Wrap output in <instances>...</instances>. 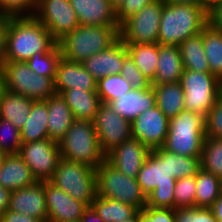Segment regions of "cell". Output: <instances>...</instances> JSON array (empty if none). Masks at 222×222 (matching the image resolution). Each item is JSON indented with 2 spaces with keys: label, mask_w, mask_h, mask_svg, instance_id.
Returning <instances> with one entry per match:
<instances>
[{
  "label": "cell",
  "mask_w": 222,
  "mask_h": 222,
  "mask_svg": "<svg viewBox=\"0 0 222 222\" xmlns=\"http://www.w3.org/2000/svg\"><path fill=\"white\" fill-rule=\"evenodd\" d=\"M57 42L33 16H9L4 61L26 62L37 52H49Z\"/></svg>",
  "instance_id": "cell-1"
},
{
  "label": "cell",
  "mask_w": 222,
  "mask_h": 222,
  "mask_svg": "<svg viewBox=\"0 0 222 222\" xmlns=\"http://www.w3.org/2000/svg\"><path fill=\"white\" fill-rule=\"evenodd\" d=\"M136 179L147 197V206L174 209L176 179L168 168V151L162 147L151 150Z\"/></svg>",
  "instance_id": "cell-2"
},
{
  "label": "cell",
  "mask_w": 222,
  "mask_h": 222,
  "mask_svg": "<svg viewBox=\"0 0 222 222\" xmlns=\"http://www.w3.org/2000/svg\"><path fill=\"white\" fill-rule=\"evenodd\" d=\"M208 24L203 5L165 3L160 18L158 43L179 46Z\"/></svg>",
  "instance_id": "cell-3"
},
{
  "label": "cell",
  "mask_w": 222,
  "mask_h": 222,
  "mask_svg": "<svg viewBox=\"0 0 222 222\" xmlns=\"http://www.w3.org/2000/svg\"><path fill=\"white\" fill-rule=\"evenodd\" d=\"M119 30L120 26L79 25L58 42L62 57L82 63L112 46L120 38Z\"/></svg>",
  "instance_id": "cell-4"
},
{
  "label": "cell",
  "mask_w": 222,
  "mask_h": 222,
  "mask_svg": "<svg viewBox=\"0 0 222 222\" xmlns=\"http://www.w3.org/2000/svg\"><path fill=\"white\" fill-rule=\"evenodd\" d=\"M61 158L97 168L105 159L99 145L94 122L75 119L64 137L59 141Z\"/></svg>",
  "instance_id": "cell-5"
},
{
  "label": "cell",
  "mask_w": 222,
  "mask_h": 222,
  "mask_svg": "<svg viewBox=\"0 0 222 222\" xmlns=\"http://www.w3.org/2000/svg\"><path fill=\"white\" fill-rule=\"evenodd\" d=\"M205 137L204 115L183 110L169 119L168 134L162 148L177 155L201 157Z\"/></svg>",
  "instance_id": "cell-6"
},
{
  "label": "cell",
  "mask_w": 222,
  "mask_h": 222,
  "mask_svg": "<svg viewBox=\"0 0 222 222\" xmlns=\"http://www.w3.org/2000/svg\"><path fill=\"white\" fill-rule=\"evenodd\" d=\"M96 195L135 207L138 211L147 205L136 178L122 174L106 159L96 168Z\"/></svg>",
  "instance_id": "cell-7"
},
{
  "label": "cell",
  "mask_w": 222,
  "mask_h": 222,
  "mask_svg": "<svg viewBox=\"0 0 222 222\" xmlns=\"http://www.w3.org/2000/svg\"><path fill=\"white\" fill-rule=\"evenodd\" d=\"M1 72L4 88L8 91L33 101H43L56 94L54 80L37 75L26 62L3 61Z\"/></svg>",
  "instance_id": "cell-8"
},
{
  "label": "cell",
  "mask_w": 222,
  "mask_h": 222,
  "mask_svg": "<svg viewBox=\"0 0 222 222\" xmlns=\"http://www.w3.org/2000/svg\"><path fill=\"white\" fill-rule=\"evenodd\" d=\"M49 182L88 207L95 199L96 169L85 164L61 158Z\"/></svg>",
  "instance_id": "cell-9"
},
{
  "label": "cell",
  "mask_w": 222,
  "mask_h": 222,
  "mask_svg": "<svg viewBox=\"0 0 222 222\" xmlns=\"http://www.w3.org/2000/svg\"><path fill=\"white\" fill-rule=\"evenodd\" d=\"M184 109L206 115L219 97V79L210 72L184 69L180 79Z\"/></svg>",
  "instance_id": "cell-10"
},
{
  "label": "cell",
  "mask_w": 222,
  "mask_h": 222,
  "mask_svg": "<svg viewBox=\"0 0 222 222\" xmlns=\"http://www.w3.org/2000/svg\"><path fill=\"white\" fill-rule=\"evenodd\" d=\"M163 5L162 0H155L124 21L119 30L121 41L138 44L158 43Z\"/></svg>",
  "instance_id": "cell-11"
},
{
  "label": "cell",
  "mask_w": 222,
  "mask_h": 222,
  "mask_svg": "<svg viewBox=\"0 0 222 222\" xmlns=\"http://www.w3.org/2000/svg\"><path fill=\"white\" fill-rule=\"evenodd\" d=\"M34 16L57 43L80 25L69 0H38Z\"/></svg>",
  "instance_id": "cell-12"
},
{
  "label": "cell",
  "mask_w": 222,
  "mask_h": 222,
  "mask_svg": "<svg viewBox=\"0 0 222 222\" xmlns=\"http://www.w3.org/2000/svg\"><path fill=\"white\" fill-rule=\"evenodd\" d=\"M18 154L38 182L49 181L61 159L59 143L50 139L22 143Z\"/></svg>",
  "instance_id": "cell-13"
},
{
  "label": "cell",
  "mask_w": 222,
  "mask_h": 222,
  "mask_svg": "<svg viewBox=\"0 0 222 222\" xmlns=\"http://www.w3.org/2000/svg\"><path fill=\"white\" fill-rule=\"evenodd\" d=\"M93 122L105 155L132 137L131 122L117 114L109 104H100Z\"/></svg>",
  "instance_id": "cell-14"
},
{
  "label": "cell",
  "mask_w": 222,
  "mask_h": 222,
  "mask_svg": "<svg viewBox=\"0 0 222 222\" xmlns=\"http://www.w3.org/2000/svg\"><path fill=\"white\" fill-rule=\"evenodd\" d=\"M132 137L150 150L161 148L169 129V118L157 107L144 111L131 122Z\"/></svg>",
  "instance_id": "cell-15"
},
{
  "label": "cell",
  "mask_w": 222,
  "mask_h": 222,
  "mask_svg": "<svg viewBox=\"0 0 222 222\" xmlns=\"http://www.w3.org/2000/svg\"><path fill=\"white\" fill-rule=\"evenodd\" d=\"M44 192L48 212L47 222L80 221L88 208L85 203L75 200L49 181H44Z\"/></svg>",
  "instance_id": "cell-16"
},
{
  "label": "cell",
  "mask_w": 222,
  "mask_h": 222,
  "mask_svg": "<svg viewBox=\"0 0 222 222\" xmlns=\"http://www.w3.org/2000/svg\"><path fill=\"white\" fill-rule=\"evenodd\" d=\"M151 150L131 137L106 155V160L122 174L136 178Z\"/></svg>",
  "instance_id": "cell-17"
},
{
  "label": "cell",
  "mask_w": 222,
  "mask_h": 222,
  "mask_svg": "<svg viewBox=\"0 0 222 222\" xmlns=\"http://www.w3.org/2000/svg\"><path fill=\"white\" fill-rule=\"evenodd\" d=\"M8 210L47 222L44 181H37L32 186L11 191Z\"/></svg>",
  "instance_id": "cell-18"
},
{
  "label": "cell",
  "mask_w": 222,
  "mask_h": 222,
  "mask_svg": "<svg viewBox=\"0 0 222 222\" xmlns=\"http://www.w3.org/2000/svg\"><path fill=\"white\" fill-rule=\"evenodd\" d=\"M127 55V47L119 38L112 46L88 57L81 64L98 81L109 75L120 74L123 59Z\"/></svg>",
  "instance_id": "cell-19"
},
{
  "label": "cell",
  "mask_w": 222,
  "mask_h": 222,
  "mask_svg": "<svg viewBox=\"0 0 222 222\" xmlns=\"http://www.w3.org/2000/svg\"><path fill=\"white\" fill-rule=\"evenodd\" d=\"M54 82L56 94H61L64 90L71 88L97 91V80L82 64L66 60L63 57L58 62Z\"/></svg>",
  "instance_id": "cell-20"
},
{
  "label": "cell",
  "mask_w": 222,
  "mask_h": 222,
  "mask_svg": "<svg viewBox=\"0 0 222 222\" xmlns=\"http://www.w3.org/2000/svg\"><path fill=\"white\" fill-rule=\"evenodd\" d=\"M80 25L120 26L109 0H69Z\"/></svg>",
  "instance_id": "cell-21"
},
{
  "label": "cell",
  "mask_w": 222,
  "mask_h": 222,
  "mask_svg": "<svg viewBox=\"0 0 222 222\" xmlns=\"http://www.w3.org/2000/svg\"><path fill=\"white\" fill-rule=\"evenodd\" d=\"M108 104L117 114L132 122L144 111L156 106V94L152 86L145 90L132 89Z\"/></svg>",
  "instance_id": "cell-22"
},
{
  "label": "cell",
  "mask_w": 222,
  "mask_h": 222,
  "mask_svg": "<svg viewBox=\"0 0 222 222\" xmlns=\"http://www.w3.org/2000/svg\"><path fill=\"white\" fill-rule=\"evenodd\" d=\"M29 166L17 154H8L0 166V186L15 191L36 183Z\"/></svg>",
  "instance_id": "cell-23"
},
{
  "label": "cell",
  "mask_w": 222,
  "mask_h": 222,
  "mask_svg": "<svg viewBox=\"0 0 222 222\" xmlns=\"http://www.w3.org/2000/svg\"><path fill=\"white\" fill-rule=\"evenodd\" d=\"M183 70L179 46L160 45L158 43L157 69L151 84L179 82Z\"/></svg>",
  "instance_id": "cell-24"
},
{
  "label": "cell",
  "mask_w": 222,
  "mask_h": 222,
  "mask_svg": "<svg viewBox=\"0 0 222 222\" xmlns=\"http://www.w3.org/2000/svg\"><path fill=\"white\" fill-rule=\"evenodd\" d=\"M46 101L48 108V137L50 140L59 143L75 118L61 94L50 96Z\"/></svg>",
  "instance_id": "cell-25"
},
{
  "label": "cell",
  "mask_w": 222,
  "mask_h": 222,
  "mask_svg": "<svg viewBox=\"0 0 222 222\" xmlns=\"http://www.w3.org/2000/svg\"><path fill=\"white\" fill-rule=\"evenodd\" d=\"M61 96L70 107L75 119L93 121L101 104L97 91H85L78 88L64 90Z\"/></svg>",
  "instance_id": "cell-26"
},
{
  "label": "cell",
  "mask_w": 222,
  "mask_h": 222,
  "mask_svg": "<svg viewBox=\"0 0 222 222\" xmlns=\"http://www.w3.org/2000/svg\"><path fill=\"white\" fill-rule=\"evenodd\" d=\"M33 100L4 88L0 97V118L12 122L19 130L28 121Z\"/></svg>",
  "instance_id": "cell-27"
},
{
  "label": "cell",
  "mask_w": 222,
  "mask_h": 222,
  "mask_svg": "<svg viewBox=\"0 0 222 222\" xmlns=\"http://www.w3.org/2000/svg\"><path fill=\"white\" fill-rule=\"evenodd\" d=\"M47 101H33L28 121L20 129L22 143L49 139Z\"/></svg>",
  "instance_id": "cell-28"
},
{
  "label": "cell",
  "mask_w": 222,
  "mask_h": 222,
  "mask_svg": "<svg viewBox=\"0 0 222 222\" xmlns=\"http://www.w3.org/2000/svg\"><path fill=\"white\" fill-rule=\"evenodd\" d=\"M156 106L170 119L184 109V91L180 82L152 84Z\"/></svg>",
  "instance_id": "cell-29"
},
{
  "label": "cell",
  "mask_w": 222,
  "mask_h": 222,
  "mask_svg": "<svg viewBox=\"0 0 222 222\" xmlns=\"http://www.w3.org/2000/svg\"><path fill=\"white\" fill-rule=\"evenodd\" d=\"M222 194V180L202 168L196 174L195 207L210 208Z\"/></svg>",
  "instance_id": "cell-30"
},
{
  "label": "cell",
  "mask_w": 222,
  "mask_h": 222,
  "mask_svg": "<svg viewBox=\"0 0 222 222\" xmlns=\"http://www.w3.org/2000/svg\"><path fill=\"white\" fill-rule=\"evenodd\" d=\"M124 44L127 47L128 55L131 57L137 68L148 80L152 81L155 77L158 63V43Z\"/></svg>",
  "instance_id": "cell-31"
},
{
  "label": "cell",
  "mask_w": 222,
  "mask_h": 222,
  "mask_svg": "<svg viewBox=\"0 0 222 222\" xmlns=\"http://www.w3.org/2000/svg\"><path fill=\"white\" fill-rule=\"evenodd\" d=\"M184 69L196 72H210L201 33L187 38L179 45Z\"/></svg>",
  "instance_id": "cell-32"
},
{
  "label": "cell",
  "mask_w": 222,
  "mask_h": 222,
  "mask_svg": "<svg viewBox=\"0 0 222 222\" xmlns=\"http://www.w3.org/2000/svg\"><path fill=\"white\" fill-rule=\"evenodd\" d=\"M202 41L210 73L220 79L222 77V33L207 24L202 30Z\"/></svg>",
  "instance_id": "cell-33"
},
{
  "label": "cell",
  "mask_w": 222,
  "mask_h": 222,
  "mask_svg": "<svg viewBox=\"0 0 222 222\" xmlns=\"http://www.w3.org/2000/svg\"><path fill=\"white\" fill-rule=\"evenodd\" d=\"M91 207L104 222H122L132 217L138 210L121 201L95 196Z\"/></svg>",
  "instance_id": "cell-34"
},
{
  "label": "cell",
  "mask_w": 222,
  "mask_h": 222,
  "mask_svg": "<svg viewBox=\"0 0 222 222\" xmlns=\"http://www.w3.org/2000/svg\"><path fill=\"white\" fill-rule=\"evenodd\" d=\"M200 164L203 170L222 180V139L205 137Z\"/></svg>",
  "instance_id": "cell-35"
},
{
  "label": "cell",
  "mask_w": 222,
  "mask_h": 222,
  "mask_svg": "<svg viewBox=\"0 0 222 222\" xmlns=\"http://www.w3.org/2000/svg\"><path fill=\"white\" fill-rule=\"evenodd\" d=\"M61 57V49L57 43L49 52L35 53L26 63L37 75L47 76L55 81L57 65Z\"/></svg>",
  "instance_id": "cell-36"
},
{
  "label": "cell",
  "mask_w": 222,
  "mask_h": 222,
  "mask_svg": "<svg viewBox=\"0 0 222 222\" xmlns=\"http://www.w3.org/2000/svg\"><path fill=\"white\" fill-rule=\"evenodd\" d=\"M132 90L131 84L121 75H109L97 81V94L101 103L108 104Z\"/></svg>",
  "instance_id": "cell-37"
},
{
  "label": "cell",
  "mask_w": 222,
  "mask_h": 222,
  "mask_svg": "<svg viewBox=\"0 0 222 222\" xmlns=\"http://www.w3.org/2000/svg\"><path fill=\"white\" fill-rule=\"evenodd\" d=\"M200 158L201 157H189L168 152V168L170 174H173L175 179L195 176L201 168Z\"/></svg>",
  "instance_id": "cell-38"
},
{
  "label": "cell",
  "mask_w": 222,
  "mask_h": 222,
  "mask_svg": "<svg viewBox=\"0 0 222 222\" xmlns=\"http://www.w3.org/2000/svg\"><path fill=\"white\" fill-rule=\"evenodd\" d=\"M196 175L176 179L174 187V209L194 208Z\"/></svg>",
  "instance_id": "cell-39"
},
{
  "label": "cell",
  "mask_w": 222,
  "mask_h": 222,
  "mask_svg": "<svg viewBox=\"0 0 222 222\" xmlns=\"http://www.w3.org/2000/svg\"><path fill=\"white\" fill-rule=\"evenodd\" d=\"M21 145L20 130L12 122L0 118V150L17 154Z\"/></svg>",
  "instance_id": "cell-40"
},
{
  "label": "cell",
  "mask_w": 222,
  "mask_h": 222,
  "mask_svg": "<svg viewBox=\"0 0 222 222\" xmlns=\"http://www.w3.org/2000/svg\"><path fill=\"white\" fill-rule=\"evenodd\" d=\"M38 0H0V14L7 16H33Z\"/></svg>",
  "instance_id": "cell-41"
},
{
  "label": "cell",
  "mask_w": 222,
  "mask_h": 222,
  "mask_svg": "<svg viewBox=\"0 0 222 222\" xmlns=\"http://www.w3.org/2000/svg\"><path fill=\"white\" fill-rule=\"evenodd\" d=\"M120 74L131 84L132 89L145 90L152 86L151 81L137 68L129 55L123 59Z\"/></svg>",
  "instance_id": "cell-42"
},
{
  "label": "cell",
  "mask_w": 222,
  "mask_h": 222,
  "mask_svg": "<svg viewBox=\"0 0 222 222\" xmlns=\"http://www.w3.org/2000/svg\"><path fill=\"white\" fill-rule=\"evenodd\" d=\"M204 121L206 137L222 139V98L220 96L204 116Z\"/></svg>",
  "instance_id": "cell-43"
},
{
  "label": "cell",
  "mask_w": 222,
  "mask_h": 222,
  "mask_svg": "<svg viewBox=\"0 0 222 222\" xmlns=\"http://www.w3.org/2000/svg\"><path fill=\"white\" fill-rule=\"evenodd\" d=\"M175 222H217L210 208L174 209Z\"/></svg>",
  "instance_id": "cell-44"
},
{
  "label": "cell",
  "mask_w": 222,
  "mask_h": 222,
  "mask_svg": "<svg viewBox=\"0 0 222 222\" xmlns=\"http://www.w3.org/2000/svg\"><path fill=\"white\" fill-rule=\"evenodd\" d=\"M153 1L155 0H124L116 9V18L119 25Z\"/></svg>",
  "instance_id": "cell-45"
},
{
  "label": "cell",
  "mask_w": 222,
  "mask_h": 222,
  "mask_svg": "<svg viewBox=\"0 0 222 222\" xmlns=\"http://www.w3.org/2000/svg\"><path fill=\"white\" fill-rule=\"evenodd\" d=\"M208 24L222 33V1L207 11Z\"/></svg>",
  "instance_id": "cell-46"
},
{
  "label": "cell",
  "mask_w": 222,
  "mask_h": 222,
  "mask_svg": "<svg viewBox=\"0 0 222 222\" xmlns=\"http://www.w3.org/2000/svg\"><path fill=\"white\" fill-rule=\"evenodd\" d=\"M0 222H42L40 219L30 217L18 212L6 210L1 218Z\"/></svg>",
  "instance_id": "cell-47"
},
{
  "label": "cell",
  "mask_w": 222,
  "mask_h": 222,
  "mask_svg": "<svg viewBox=\"0 0 222 222\" xmlns=\"http://www.w3.org/2000/svg\"><path fill=\"white\" fill-rule=\"evenodd\" d=\"M8 24H9V16L1 15L0 16V69L4 61Z\"/></svg>",
  "instance_id": "cell-48"
},
{
  "label": "cell",
  "mask_w": 222,
  "mask_h": 222,
  "mask_svg": "<svg viewBox=\"0 0 222 222\" xmlns=\"http://www.w3.org/2000/svg\"><path fill=\"white\" fill-rule=\"evenodd\" d=\"M156 222H175L174 209L156 208Z\"/></svg>",
  "instance_id": "cell-49"
},
{
  "label": "cell",
  "mask_w": 222,
  "mask_h": 222,
  "mask_svg": "<svg viewBox=\"0 0 222 222\" xmlns=\"http://www.w3.org/2000/svg\"><path fill=\"white\" fill-rule=\"evenodd\" d=\"M139 222H156V208L146 205L139 210Z\"/></svg>",
  "instance_id": "cell-50"
},
{
  "label": "cell",
  "mask_w": 222,
  "mask_h": 222,
  "mask_svg": "<svg viewBox=\"0 0 222 222\" xmlns=\"http://www.w3.org/2000/svg\"><path fill=\"white\" fill-rule=\"evenodd\" d=\"M11 191L0 186V218L8 210Z\"/></svg>",
  "instance_id": "cell-51"
},
{
  "label": "cell",
  "mask_w": 222,
  "mask_h": 222,
  "mask_svg": "<svg viewBox=\"0 0 222 222\" xmlns=\"http://www.w3.org/2000/svg\"><path fill=\"white\" fill-rule=\"evenodd\" d=\"M81 222H104L95 210L90 206L88 207L81 217Z\"/></svg>",
  "instance_id": "cell-52"
},
{
  "label": "cell",
  "mask_w": 222,
  "mask_h": 222,
  "mask_svg": "<svg viewBox=\"0 0 222 222\" xmlns=\"http://www.w3.org/2000/svg\"><path fill=\"white\" fill-rule=\"evenodd\" d=\"M217 222H222V194L210 207Z\"/></svg>",
  "instance_id": "cell-53"
},
{
  "label": "cell",
  "mask_w": 222,
  "mask_h": 222,
  "mask_svg": "<svg viewBox=\"0 0 222 222\" xmlns=\"http://www.w3.org/2000/svg\"><path fill=\"white\" fill-rule=\"evenodd\" d=\"M165 3L202 5L201 0H162Z\"/></svg>",
  "instance_id": "cell-54"
},
{
  "label": "cell",
  "mask_w": 222,
  "mask_h": 222,
  "mask_svg": "<svg viewBox=\"0 0 222 222\" xmlns=\"http://www.w3.org/2000/svg\"><path fill=\"white\" fill-rule=\"evenodd\" d=\"M203 7L208 11L210 10L214 5L221 2L222 0H201Z\"/></svg>",
  "instance_id": "cell-55"
},
{
  "label": "cell",
  "mask_w": 222,
  "mask_h": 222,
  "mask_svg": "<svg viewBox=\"0 0 222 222\" xmlns=\"http://www.w3.org/2000/svg\"><path fill=\"white\" fill-rule=\"evenodd\" d=\"M122 222H139V211H137L132 217H130Z\"/></svg>",
  "instance_id": "cell-56"
},
{
  "label": "cell",
  "mask_w": 222,
  "mask_h": 222,
  "mask_svg": "<svg viewBox=\"0 0 222 222\" xmlns=\"http://www.w3.org/2000/svg\"><path fill=\"white\" fill-rule=\"evenodd\" d=\"M124 0H109L110 4L115 8V10L119 7V5L123 2Z\"/></svg>",
  "instance_id": "cell-57"
},
{
  "label": "cell",
  "mask_w": 222,
  "mask_h": 222,
  "mask_svg": "<svg viewBox=\"0 0 222 222\" xmlns=\"http://www.w3.org/2000/svg\"><path fill=\"white\" fill-rule=\"evenodd\" d=\"M3 90H4V81H3V75H2V72L0 69V97H1Z\"/></svg>",
  "instance_id": "cell-58"
},
{
  "label": "cell",
  "mask_w": 222,
  "mask_h": 222,
  "mask_svg": "<svg viewBox=\"0 0 222 222\" xmlns=\"http://www.w3.org/2000/svg\"><path fill=\"white\" fill-rule=\"evenodd\" d=\"M7 155L8 154L5 151L0 150V166L3 164Z\"/></svg>",
  "instance_id": "cell-59"
},
{
  "label": "cell",
  "mask_w": 222,
  "mask_h": 222,
  "mask_svg": "<svg viewBox=\"0 0 222 222\" xmlns=\"http://www.w3.org/2000/svg\"><path fill=\"white\" fill-rule=\"evenodd\" d=\"M219 96L222 98V77L219 79Z\"/></svg>",
  "instance_id": "cell-60"
}]
</instances>
